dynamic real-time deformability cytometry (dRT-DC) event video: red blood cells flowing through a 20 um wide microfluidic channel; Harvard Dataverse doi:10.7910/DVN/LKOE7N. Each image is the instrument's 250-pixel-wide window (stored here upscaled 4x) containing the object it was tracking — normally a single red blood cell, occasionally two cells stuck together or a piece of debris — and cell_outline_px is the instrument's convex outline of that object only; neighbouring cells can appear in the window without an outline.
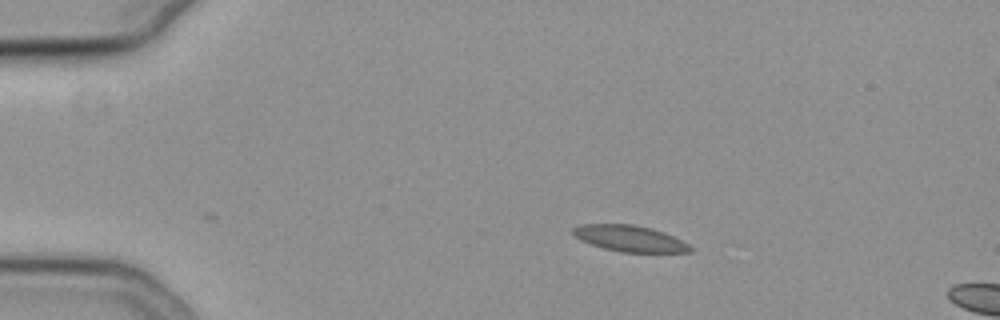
{"species": "common noctule bat (a hibernating species)", "species_latin": "Nyctalus noctula", "temperature_condition": "cold", "stored_images_in_passage": 5, "camera_frame_rate_fps": 3000, "um_per_image_px": 0.085, "animal": {"sex": "female", "body_mass_g": 19.3, "forearm_length_mm": 54.1}, "frame": {"image": 1, "passage_image": 1, "time_ms": 0.0, "image_size_px": [1000, 320], "cell_outline_px": [[692, 252], [620, 252], [604, 248], [580, 240], [572, 232], [572, 228], [580, 224], [632, 224], [652, 228], [664, 232], [688, 244], [692, 248]], "centroid_in_image_um": [53.51, 20.26], "position_along_channel_um": 31.5, "area_um2": 17.74}}